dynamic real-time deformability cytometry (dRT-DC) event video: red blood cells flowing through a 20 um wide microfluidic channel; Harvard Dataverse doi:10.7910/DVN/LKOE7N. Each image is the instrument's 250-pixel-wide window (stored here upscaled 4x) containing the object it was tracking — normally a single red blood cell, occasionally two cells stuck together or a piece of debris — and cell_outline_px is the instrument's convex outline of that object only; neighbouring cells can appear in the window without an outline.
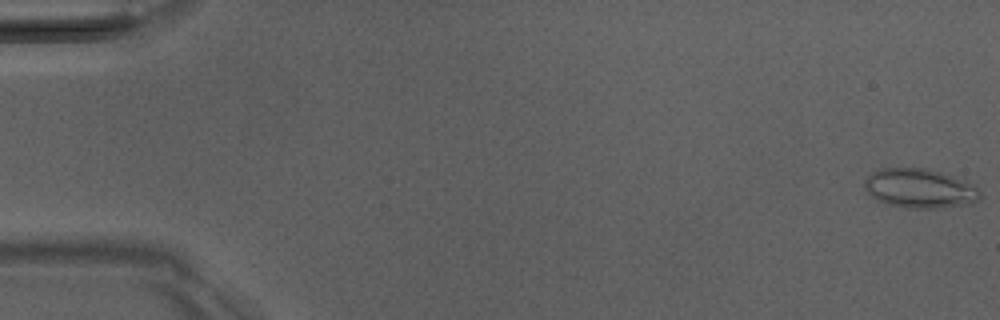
{"species": "Egyptian fruit bat (a non-hibernating species)", "species_latin": "Rousettus aegyptiacus", "temperature_condition": "room temperature", "stored_images_in_passage": 51, "camera_frame_rate_fps": 3000, "um_per_image_px": 0.085, "animal": {"sex": "male"}, "frame": {"image": 1, "passage_image": 1, "time_ms": 0.0, "image_size_px": [1000, 320], "cell_outline_px": [[980, 196], [976, 200], [964, 204], [936, 208], [904, 208], [888, 204], [876, 200], [864, 188], [864, 180], [872, 172], [880, 168], [924, 168], [940, 172], [976, 184], [980, 192]], "centroid_in_image_um": [78.14, 16.01], "position_along_channel_um": 6.9, "area_um2": 26.36}}
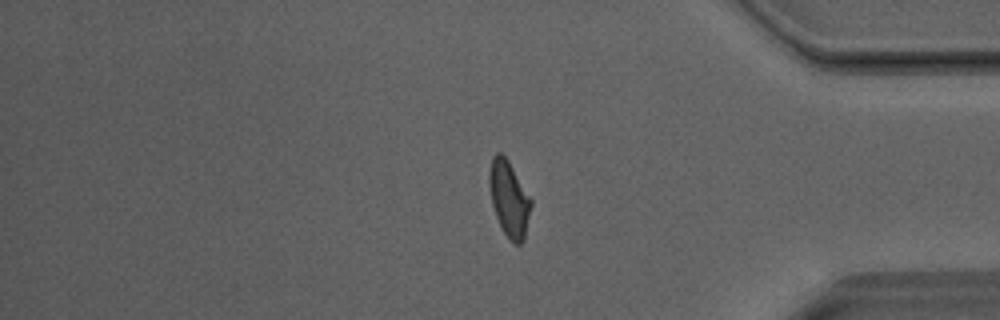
{"frame": {"image": 2, "passage_image": 43, "time_ms": 14.0, "image_size_px": [1000, 320], "cell_outline_px": [[532, 204], [524, 240], [520, 244], [512, 244], [504, 232], [496, 216], [492, 204], [488, 184], [488, 176], [492, 156], [496, 152], [500, 152], [508, 160], [532, 200]], "centroid_in_image_um": [43.26, 16.89], "position_along_channel_um": 391.9, "area_um2": 18.44}}
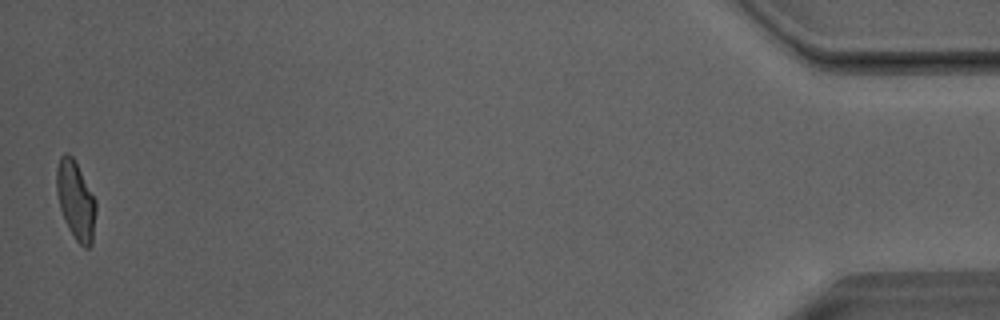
{"frame": {"image": 3, "passage_image": 51, "time_ms": 16.667, "image_size_px": [1000, 320], "cell_outline_px": [[96, 212], [92, 244], [88, 248], [84, 248], [76, 240], [68, 228], [64, 220], [60, 208], [56, 192], [56, 168], [60, 156], [64, 152], [68, 152], [72, 156], [96, 200]], "centroid_in_image_um": [6.43, 17.03], "position_along_channel_um": 428.8, "area_um2": 18.09}, "authors_computed_cell_mechanics": {"area_um2": 18.496, "velocity_mm_per_s": 4.0489, "shape_relaxation_time_tau1_ms": 6.831, "shape_relaxation_time_tau2_ms": 1.0727, "deformation_change_tau1": 0.2039, "deformation_change_tau2": 0.0785}}